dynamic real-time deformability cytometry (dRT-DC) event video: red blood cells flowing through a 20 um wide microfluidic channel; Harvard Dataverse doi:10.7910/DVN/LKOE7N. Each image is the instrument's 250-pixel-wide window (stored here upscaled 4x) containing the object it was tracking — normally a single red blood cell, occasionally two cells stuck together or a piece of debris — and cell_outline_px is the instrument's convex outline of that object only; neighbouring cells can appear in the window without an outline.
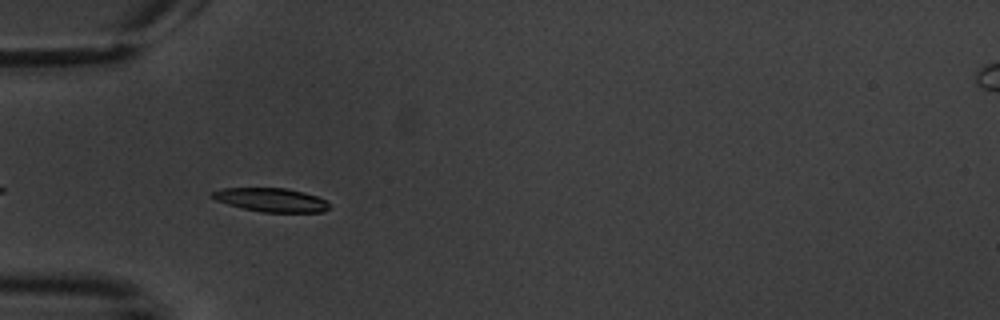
{"species": "common noctule bat (a hibernating species)", "species_latin": "Nyctalus noctula", "temperature_condition": "warm", "stored_images_in_passage": 3, "camera_frame_rate_fps": 3000, "um_per_image_px": 0.085, "animal": {"sex": "male", "body_mass_g": 20.1, "forearm_length_mm": 53.5}, "frame": {"image": 1, "passage_image": 3, "time_ms": 2.333, "image_size_px": [1000, 320], "cell_outline_px": [[328, 208], [324, 212], [260, 212], [228, 204], [216, 200], [208, 196], [212, 192], [224, 188], [284, 188], [304, 192], [316, 196], [324, 200], [328, 204]], "centroid_in_image_um": [23.01, 16.99], "position_along_channel_um": 62.0, "area_um2": 16.01}}